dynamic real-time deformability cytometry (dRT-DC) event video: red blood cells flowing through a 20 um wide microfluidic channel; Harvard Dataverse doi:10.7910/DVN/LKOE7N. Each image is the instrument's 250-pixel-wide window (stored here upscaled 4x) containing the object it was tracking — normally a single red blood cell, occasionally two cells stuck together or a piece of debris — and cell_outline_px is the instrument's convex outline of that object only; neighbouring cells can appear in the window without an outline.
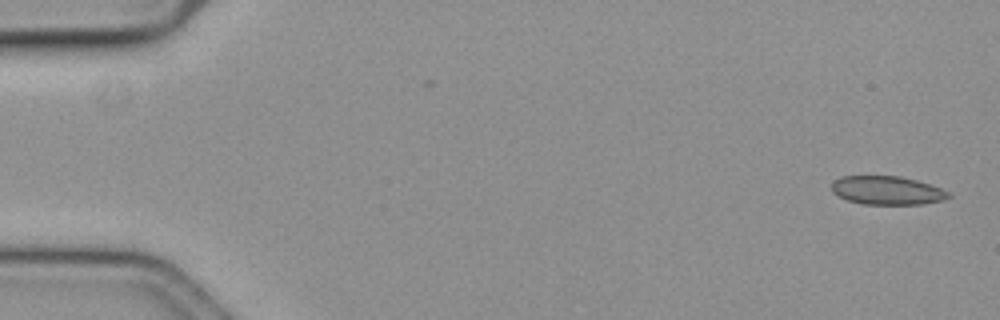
{"species": "common noctule bat (a hibernating species)", "species_latin": "Nyctalus noctula", "temperature_condition": "cold", "stored_images_in_passage": 57, "camera_frame_rate_fps": 3000, "um_per_image_px": 0.085, "animal": {"sex": "female", "body_mass_g": 19.3, "forearm_length_mm": 54.1}, "frame": {"image": 1, "passage_image": 1, "time_ms": 0.0, "image_size_px": [1000, 320], "cell_outline_px": [[952, 196], [944, 200], [924, 204], [860, 204], [848, 200], [832, 192], [832, 184], [840, 176], [900, 176], [916, 180], [940, 188], [948, 192]], "centroid_in_image_um": [75.41, 16.19], "position_along_channel_um": 9.6, "area_um2": 19.36}}
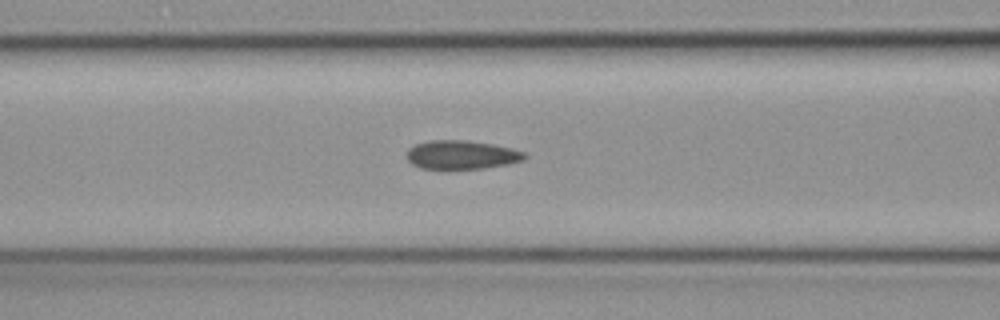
{"frame": {"image": 2, "passage_image": 23, "time_ms": 7.333, "image_size_px": [1000, 320], "cell_outline_px": [[528, 156], [524, 160], [508, 164], [484, 168], [420, 168], [412, 164], [408, 160], [408, 148], [416, 144], [428, 140], [464, 140], [492, 144], [512, 148], [524, 152]], "centroid_in_image_um": [39.25, 13.15], "position_along_channel_um": 127.3, "area_um2": 19.59}}
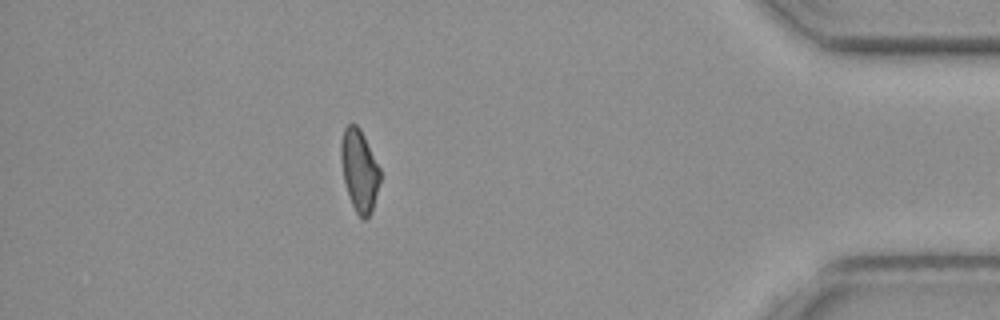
{"frame": {"image": 3, "passage_image": 50, "time_ms": 16.333, "image_size_px": [1000, 320], "cell_outline_px": [[380, 180], [372, 212], [364, 220], [356, 212], [352, 204], [344, 180], [340, 156], [340, 144], [344, 128], [348, 124], [356, 124], [360, 128], [380, 168]], "centroid_in_image_um": [30.54, 14.46], "position_along_channel_um": 404.7, "area_um2": 18.5}, "authors_computed_cell_mechanics": {"area_um2": 19.7098, "velocity_mm_per_s": 3.616, "shape_relaxation_time_tau1_ms": null, "shape_relaxation_time_tau2_ms": 3.8294, "deformation_change_tau1": null, "deformation_change_tau2": 0.0842}}